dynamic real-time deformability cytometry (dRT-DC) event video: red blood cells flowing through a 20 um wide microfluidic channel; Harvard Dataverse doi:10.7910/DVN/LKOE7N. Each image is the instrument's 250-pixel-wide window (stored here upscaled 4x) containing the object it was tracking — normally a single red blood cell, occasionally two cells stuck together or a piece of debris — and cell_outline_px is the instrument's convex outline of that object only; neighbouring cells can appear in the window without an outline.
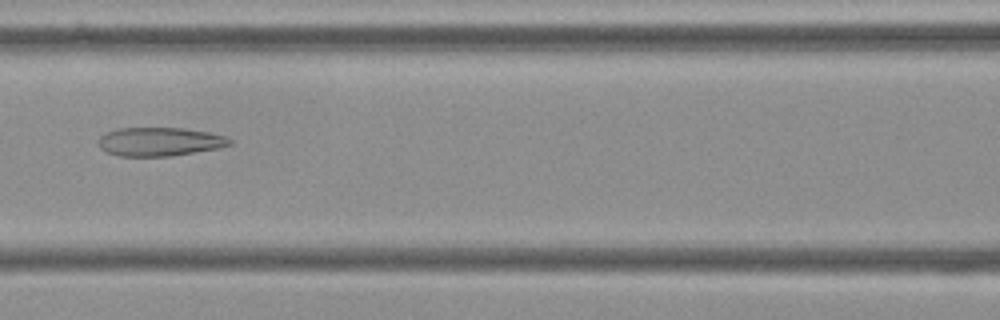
{"species": "Egyptian fruit bat (a non-hibernating species)", "species_latin": "Rousettus aegyptiacus", "temperature_condition": "cold", "stored_images_in_passage": 55, "camera_frame_rate_fps": 3000, "um_per_image_px": 0.085, "frame": {"image": 1, "passage_image": 24, "time_ms": 7.667, "image_size_px": [1000, 320], "cell_outline_px": [[232, 144], [216, 148], [172, 156], [120, 156], [108, 152], [100, 148], [96, 140], [104, 132], [120, 128], [184, 128], [208, 132], [224, 136], [232, 140]], "centroid_in_image_um": [13.52, 12.04], "position_along_channel_um": 153.1, "area_um2": 21.91}}
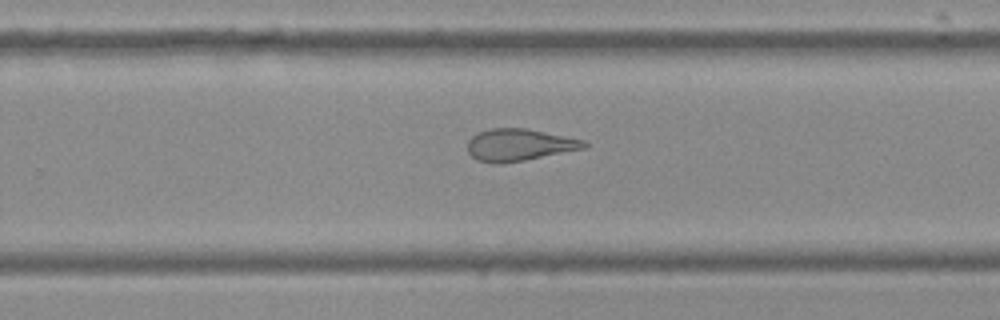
{"frame": {"image": 2, "passage_image": 35, "time_ms": 11.333, "image_size_px": [1000, 320], "cell_outline_px": [[588, 144], [584, 148], [524, 160], [500, 164], [492, 164], [476, 160], [468, 152], [468, 140], [476, 132], [492, 128], [528, 128], [584, 140]], "centroid_in_image_um": [44.08, 12.31], "position_along_channel_um": 285.7, "area_um2": 21.79}}
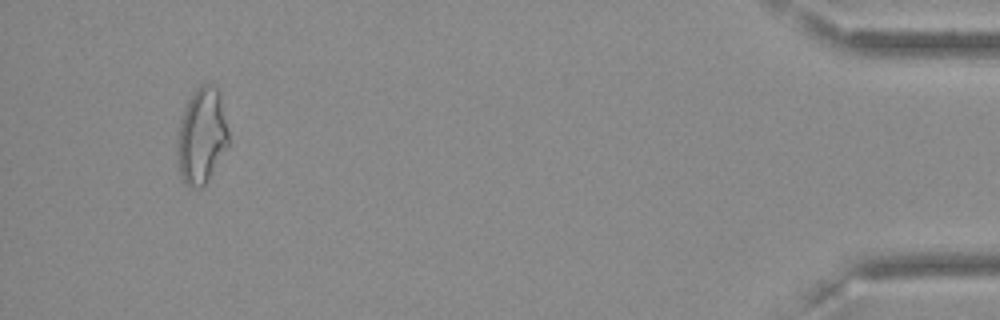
{"frame": {"image": 3, "passage_image": 52, "time_ms": 17.0, "image_size_px": [1000, 320], "cell_outline_px": [[228, 144], [208, 180], [200, 188], [188, 188], [184, 184], [180, 176], [176, 160], [176, 148], [180, 120], [184, 108], [188, 100], [196, 88], [200, 84], [216, 84], [228, 128]], "centroid_in_image_um": [17.1, 11.58], "position_along_channel_um": 418.1, "area_um2": 28.78}, "authors_computed_cell_mechanics": {"area_um2": 25.8944, "velocity_mm_per_s": 3.6312, "shape_relaxation_time_tau1_ms": null, "shape_relaxation_time_tau2_ms": 2.6584, "deformation_change_tau1": null, "deformation_change_tau2": 0.1135}}